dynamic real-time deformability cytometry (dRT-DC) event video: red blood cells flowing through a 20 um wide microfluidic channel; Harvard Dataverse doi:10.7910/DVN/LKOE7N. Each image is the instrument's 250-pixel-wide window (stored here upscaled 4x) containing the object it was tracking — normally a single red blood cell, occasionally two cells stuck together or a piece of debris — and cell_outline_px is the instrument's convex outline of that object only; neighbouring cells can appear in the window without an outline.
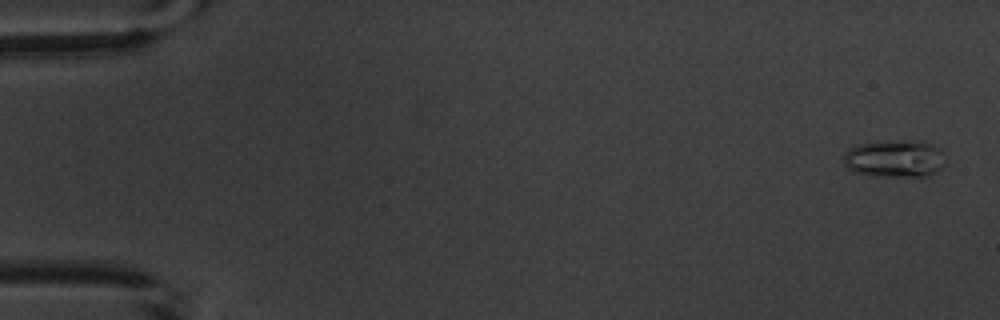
{"species": "common noctule bat (a hibernating species)", "species_latin": "Nyctalus noctula", "temperature_condition": "warm", "stored_images_in_passage": 5, "camera_frame_rate_fps": 3000, "um_per_image_px": 0.085, "animal": {"sex": "male", "body_mass_g": 20.1, "forearm_length_mm": 53.5}, "frame": {"image": 1, "passage_image": 1, "time_ms": 0.0, "image_size_px": [1000, 320], "cell_outline_px": [[944, 168], [928, 176], [872, 176], [856, 172], [848, 168], [844, 164], [844, 152], [848, 148], [860, 144], [900, 140], [916, 140], [932, 144], [940, 148], [944, 152]], "centroid_in_image_um": [76.09, 13.48], "position_along_channel_um": 8.9, "area_um2": 22.43}}